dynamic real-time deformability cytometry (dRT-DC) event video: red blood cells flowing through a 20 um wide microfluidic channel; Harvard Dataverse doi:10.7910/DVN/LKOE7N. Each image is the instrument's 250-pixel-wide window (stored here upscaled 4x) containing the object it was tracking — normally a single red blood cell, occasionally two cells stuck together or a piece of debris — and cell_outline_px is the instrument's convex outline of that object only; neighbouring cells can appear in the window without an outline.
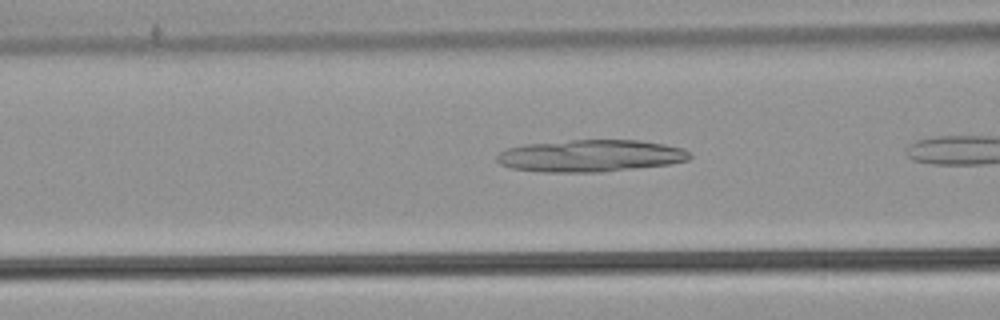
{"species": "common noctule bat (a hibernating species)", "species_latin": "Nyctalus noctula", "temperature_condition": "warm", "stored_images_in_passage": 5, "camera_frame_rate_fps": 3000, "um_per_image_px": 0.085, "animal": {"sex": "male", "body_mass_g": 21.5, "forearm_length_mm": 52.0}, "frame": {"image": 1, "passage_image": 4, "time_ms": 1.0, "image_size_px": [1000, 320], "cell_outline_px": [[692, 156], [688, 160], [668, 164], [636, 168], [600, 172], [540, 172], [512, 168], [500, 164], [496, 160], [496, 156], [500, 152], [508, 148], [524, 144], [572, 140], [640, 140], [664, 144], [684, 148]], "centroid_in_image_um": [50.18, 13.24], "position_along_channel_um": 116.4, "area_um2": 36.07}}